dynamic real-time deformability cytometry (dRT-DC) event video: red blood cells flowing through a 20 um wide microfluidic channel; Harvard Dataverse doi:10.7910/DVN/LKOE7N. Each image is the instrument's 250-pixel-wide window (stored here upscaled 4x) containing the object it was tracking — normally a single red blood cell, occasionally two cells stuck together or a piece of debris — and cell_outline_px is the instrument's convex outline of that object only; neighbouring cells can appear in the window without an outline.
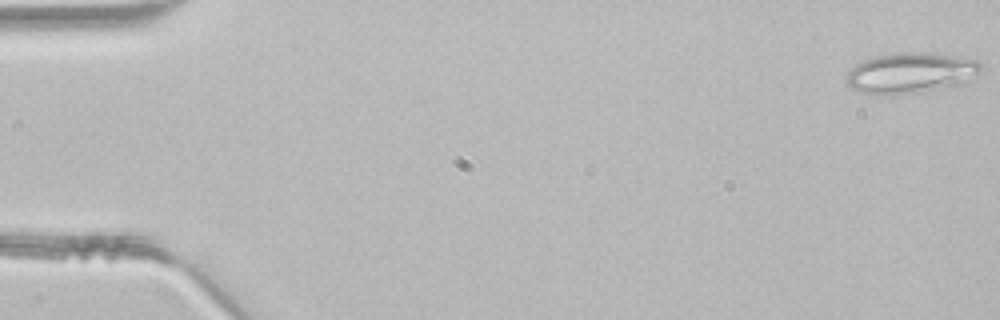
{"species": "common noctule bat (a hibernating species)", "species_latin": "Nyctalus noctula", "temperature_condition": "room temperature", "stored_images_in_passage": 46, "camera_frame_rate_fps": 3000, "um_per_image_px": 0.085, "animal": {"sex": "male", "body_mass_g": 21.5, "forearm_length_mm": 52.0}, "frame": {"image": 1, "passage_image": 1, "time_ms": 0.0, "image_size_px": [1000, 320], "cell_outline_px": [[984, 68], [952, 84], [920, 92], [896, 96], [872, 96], [856, 92], [848, 84], [848, 72], [856, 64], [864, 60], [876, 56], [904, 52], [952, 56], [976, 60]], "centroid_in_image_um": [77.23, 6.23], "position_along_channel_um": 7.8, "area_um2": 30.87}}
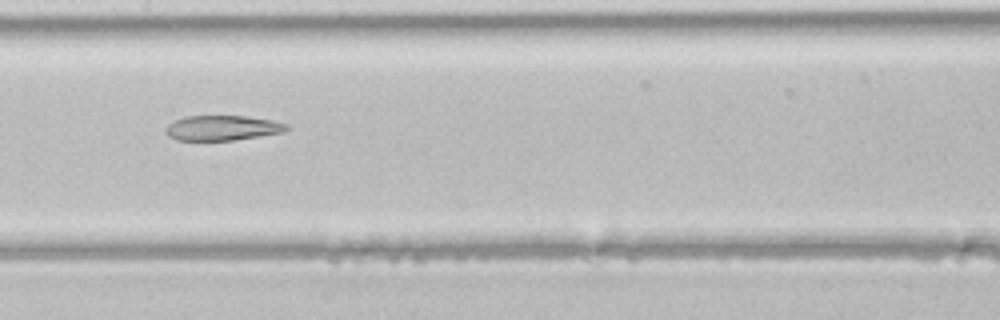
{"frame": {"image": 2, "passage_image": 23, "time_ms": 7.333, "image_size_px": [1000, 320], "cell_outline_px": [[288, 128], [284, 132], [260, 136], [232, 140], [176, 140], [168, 136], [164, 128], [168, 124], [184, 116], [248, 116], [272, 120], [288, 124]], "centroid_in_image_um": [18.89, 10.87], "position_along_channel_um": 188.5, "area_um2": 17.63}}
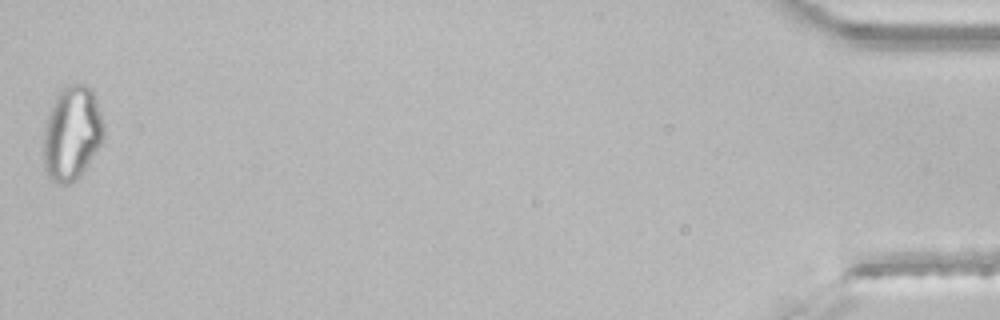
{"frame": {"image": 3, "passage_image": 46, "time_ms": 15.0, "image_size_px": [1000, 320], "cell_outline_px": [[104, 136], [100, 144], [84, 168], [68, 184], [60, 184], [52, 180], [48, 176], [44, 164], [44, 132], [48, 116], [56, 96], [68, 84], [88, 84], [92, 88], [104, 124]], "centroid_in_image_um": [6.12, 11.28], "position_along_channel_um": 429.1, "area_um2": 32.31}}